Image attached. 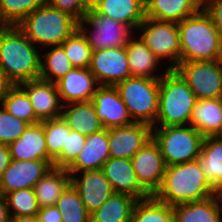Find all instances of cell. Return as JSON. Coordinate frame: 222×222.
Listing matches in <instances>:
<instances>
[{"label":"cell","instance_id":"39","mask_svg":"<svg viewBox=\"0 0 222 222\" xmlns=\"http://www.w3.org/2000/svg\"><path fill=\"white\" fill-rule=\"evenodd\" d=\"M87 136L72 131L66 123V140L61 153L53 160V167L67 168L78 156L86 144Z\"/></svg>","mask_w":222,"mask_h":222},{"label":"cell","instance_id":"15","mask_svg":"<svg viewBox=\"0 0 222 222\" xmlns=\"http://www.w3.org/2000/svg\"><path fill=\"white\" fill-rule=\"evenodd\" d=\"M91 102L105 129L134 123L115 86H99Z\"/></svg>","mask_w":222,"mask_h":222},{"label":"cell","instance_id":"5","mask_svg":"<svg viewBox=\"0 0 222 222\" xmlns=\"http://www.w3.org/2000/svg\"><path fill=\"white\" fill-rule=\"evenodd\" d=\"M196 96L175 70H168L159 79V103L153 126L189 125Z\"/></svg>","mask_w":222,"mask_h":222},{"label":"cell","instance_id":"43","mask_svg":"<svg viewBox=\"0 0 222 222\" xmlns=\"http://www.w3.org/2000/svg\"><path fill=\"white\" fill-rule=\"evenodd\" d=\"M37 217L40 222H62L61 212L55 205L40 208Z\"/></svg>","mask_w":222,"mask_h":222},{"label":"cell","instance_id":"18","mask_svg":"<svg viewBox=\"0 0 222 222\" xmlns=\"http://www.w3.org/2000/svg\"><path fill=\"white\" fill-rule=\"evenodd\" d=\"M112 186L114 193L127 194L137 200L151 195L140 185L131 159L110 157L101 169Z\"/></svg>","mask_w":222,"mask_h":222},{"label":"cell","instance_id":"31","mask_svg":"<svg viewBox=\"0 0 222 222\" xmlns=\"http://www.w3.org/2000/svg\"><path fill=\"white\" fill-rule=\"evenodd\" d=\"M51 48V49H50ZM49 49V50H48ZM41 50V71L39 79L57 82L74 68L61 45L48 46Z\"/></svg>","mask_w":222,"mask_h":222},{"label":"cell","instance_id":"28","mask_svg":"<svg viewBox=\"0 0 222 222\" xmlns=\"http://www.w3.org/2000/svg\"><path fill=\"white\" fill-rule=\"evenodd\" d=\"M175 222H216L222 214L217 195L173 206Z\"/></svg>","mask_w":222,"mask_h":222},{"label":"cell","instance_id":"10","mask_svg":"<svg viewBox=\"0 0 222 222\" xmlns=\"http://www.w3.org/2000/svg\"><path fill=\"white\" fill-rule=\"evenodd\" d=\"M174 70L197 99L222 97V66L218 60L180 62Z\"/></svg>","mask_w":222,"mask_h":222},{"label":"cell","instance_id":"26","mask_svg":"<svg viewBox=\"0 0 222 222\" xmlns=\"http://www.w3.org/2000/svg\"><path fill=\"white\" fill-rule=\"evenodd\" d=\"M62 118L72 131L79 132L85 136L103 129L91 101L63 105Z\"/></svg>","mask_w":222,"mask_h":222},{"label":"cell","instance_id":"6","mask_svg":"<svg viewBox=\"0 0 222 222\" xmlns=\"http://www.w3.org/2000/svg\"><path fill=\"white\" fill-rule=\"evenodd\" d=\"M152 138L167 166L197 160L204 140L202 134L190 125L152 126Z\"/></svg>","mask_w":222,"mask_h":222},{"label":"cell","instance_id":"27","mask_svg":"<svg viewBox=\"0 0 222 222\" xmlns=\"http://www.w3.org/2000/svg\"><path fill=\"white\" fill-rule=\"evenodd\" d=\"M70 184L71 175L65 168L52 167L33 188L40 208L55 205Z\"/></svg>","mask_w":222,"mask_h":222},{"label":"cell","instance_id":"9","mask_svg":"<svg viewBox=\"0 0 222 222\" xmlns=\"http://www.w3.org/2000/svg\"><path fill=\"white\" fill-rule=\"evenodd\" d=\"M78 29L92 51L126 47L128 40L136 33L129 25L99 15L95 10H90L84 19L78 21Z\"/></svg>","mask_w":222,"mask_h":222},{"label":"cell","instance_id":"37","mask_svg":"<svg viewBox=\"0 0 222 222\" xmlns=\"http://www.w3.org/2000/svg\"><path fill=\"white\" fill-rule=\"evenodd\" d=\"M75 68H89L92 48L79 29L60 44Z\"/></svg>","mask_w":222,"mask_h":222},{"label":"cell","instance_id":"42","mask_svg":"<svg viewBox=\"0 0 222 222\" xmlns=\"http://www.w3.org/2000/svg\"><path fill=\"white\" fill-rule=\"evenodd\" d=\"M202 8L210 16L222 37V0H203Z\"/></svg>","mask_w":222,"mask_h":222},{"label":"cell","instance_id":"14","mask_svg":"<svg viewBox=\"0 0 222 222\" xmlns=\"http://www.w3.org/2000/svg\"><path fill=\"white\" fill-rule=\"evenodd\" d=\"M51 168L44 160H11L0 179V195L24 188L33 189Z\"/></svg>","mask_w":222,"mask_h":222},{"label":"cell","instance_id":"41","mask_svg":"<svg viewBox=\"0 0 222 222\" xmlns=\"http://www.w3.org/2000/svg\"><path fill=\"white\" fill-rule=\"evenodd\" d=\"M46 4L69 14L77 21L84 19L90 11L87 0H46Z\"/></svg>","mask_w":222,"mask_h":222},{"label":"cell","instance_id":"25","mask_svg":"<svg viewBox=\"0 0 222 222\" xmlns=\"http://www.w3.org/2000/svg\"><path fill=\"white\" fill-rule=\"evenodd\" d=\"M189 125L203 137L216 136L222 126V97L197 99Z\"/></svg>","mask_w":222,"mask_h":222},{"label":"cell","instance_id":"52","mask_svg":"<svg viewBox=\"0 0 222 222\" xmlns=\"http://www.w3.org/2000/svg\"><path fill=\"white\" fill-rule=\"evenodd\" d=\"M216 222H222V214L219 216Z\"/></svg>","mask_w":222,"mask_h":222},{"label":"cell","instance_id":"51","mask_svg":"<svg viewBox=\"0 0 222 222\" xmlns=\"http://www.w3.org/2000/svg\"><path fill=\"white\" fill-rule=\"evenodd\" d=\"M216 136L218 138L222 139V126H221V129H220L219 133Z\"/></svg>","mask_w":222,"mask_h":222},{"label":"cell","instance_id":"46","mask_svg":"<svg viewBox=\"0 0 222 222\" xmlns=\"http://www.w3.org/2000/svg\"><path fill=\"white\" fill-rule=\"evenodd\" d=\"M0 222H10L8 205L4 196L0 195Z\"/></svg>","mask_w":222,"mask_h":222},{"label":"cell","instance_id":"44","mask_svg":"<svg viewBox=\"0 0 222 222\" xmlns=\"http://www.w3.org/2000/svg\"><path fill=\"white\" fill-rule=\"evenodd\" d=\"M15 84L7 77L5 72L0 67V106L3 103L4 98L7 96L10 89Z\"/></svg>","mask_w":222,"mask_h":222},{"label":"cell","instance_id":"50","mask_svg":"<svg viewBox=\"0 0 222 222\" xmlns=\"http://www.w3.org/2000/svg\"><path fill=\"white\" fill-rule=\"evenodd\" d=\"M219 63L221 64V66H222V47H221V51H220V57H219Z\"/></svg>","mask_w":222,"mask_h":222},{"label":"cell","instance_id":"7","mask_svg":"<svg viewBox=\"0 0 222 222\" xmlns=\"http://www.w3.org/2000/svg\"><path fill=\"white\" fill-rule=\"evenodd\" d=\"M134 122L153 126L159 103V79L131 76L115 85Z\"/></svg>","mask_w":222,"mask_h":222},{"label":"cell","instance_id":"3","mask_svg":"<svg viewBox=\"0 0 222 222\" xmlns=\"http://www.w3.org/2000/svg\"><path fill=\"white\" fill-rule=\"evenodd\" d=\"M177 24L180 62L219 60L222 37L203 8Z\"/></svg>","mask_w":222,"mask_h":222},{"label":"cell","instance_id":"20","mask_svg":"<svg viewBox=\"0 0 222 222\" xmlns=\"http://www.w3.org/2000/svg\"><path fill=\"white\" fill-rule=\"evenodd\" d=\"M110 158L107 129L87 136L86 144L76 159L66 168L70 175L84 171L102 169Z\"/></svg>","mask_w":222,"mask_h":222},{"label":"cell","instance_id":"1","mask_svg":"<svg viewBox=\"0 0 222 222\" xmlns=\"http://www.w3.org/2000/svg\"><path fill=\"white\" fill-rule=\"evenodd\" d=\"M40 50L18 26L0 25V67L15 85L39 79Z\"/></svg>","mask_w":222,"mask_h":222},{"label":"cell","instance_id":"8","mask_svg":"<svg viewBox=\"0 0 222 222\" xmlns=\"http://www.w3.org/2000/svg\"><path fill=\"white\" fill-rule=\"evenodd\" d=\"M137 31L140 32L137 35L142 38L161 63L168 61L164 64V68L174 70L180 64L181 47L177 23L146 17L138 26Z\"/></svg>","mask_w":222,"mask_h":222},{"label":"cell","instance_id":"13","mask_svg":"<svg viewBox=\"0 0 222 222\" xmlns=\"http://www.w3.org/2000/svg\"><path fill=\"white\" fill-rule=\"evenodd\" d=\"M110 157L131 159L151 138L152 126L134 122L107 128Z\"/></svg>","mask_w":222,"mask_h":222},{"label":"cell","instance_id":"38","mask_svg":"<svg viewBox=\"0 0 222 222\" xmlns=\"http://www.w3.org/2000/svg\"><path fill=\"white\" fill-rule=\"evenodd\" d=\"M48 156L54 160L66 140V121L61 117L42 121Z\"/></svg>","mask_w":222,"mask_h":222},{"label":"cell","instance_id":"17","mask_svg":"<svg viewBox=\"0 0 222 222\" xmlns=\"http://www.w3.org/2000/svg\"><path fill=\"white\" fill-rule=\"evenodd\" d=\"M18 85L27 93L40 122L62 116L63 104L55 83L36 79Z\"/></svg>","mask_w":222,"mask_h":222},{"label":"cell","instance_id":"49","mask_svg":"<svg viewBox=\"0 0 222 222\" xmlns=\"http://www.w3.org/2000/svg\"><path fill=\"white\" fill-rule=\"evenodd\" d=\"M216 195L218 197V200H219V203H220V206H221V211H222V187H220L216 190Z\"/></svg>","mask_w":222,"mask_h":222},{"label":"cell","instance_id":"36","mask_svg":"<svg viewBox=\"0 0 222 222\" xmlns=\"http://www.w3.org/2000/svg\"><path fill=\"white\" fill-rule=\"evenodd\" d=\"M4 197L8 205L10 217L35 216L40 210L34 189L14 190L7 193Z\"/></svg>","mask_w":222,"mask_h":222},{"label":"cell","instance_id":"22","mask_svg":"<svg viewBox=\"0 0 222 222\" xmlns=\"http://www.w3.org/2000/svg\"><path fill=\"white\" fill-rule=\"evenodd\" d=\"M135 35L136 37H134ZM135 35L128 40L126 46L131 75L160 79L168 71V69L162 68L163 66L161 65H163V63H161V61L154 55L142 38H140L139 35L137 36V32ZM161 69H163L164 72L160 74Z\"/></svg>","mask_w":222,"mask_h":222},{"label":"cell","instance_id":"11","mask_svg":"<svg viewBox=\"0 0 222 222\" xmlns=\"http://www.w3.org/2000/svg\"><path fill=\"white\" fill-rule=\"evenodd\" d=\"M89 70L99 86H115L131 77L126 47L92 51Z\"/></svg>","mask_w":222,"mask_h":222},{"label":"cell","instance_id":"45","mask_svg":"<svg viewBox=\"0 0 222 222\" xmlns=\"http://www.w3.org/2000/svg\"><path fill=\"white\" fill-rule=\"evenodd\" d=\"M10 162L11 155L8 145L0 144V179Z\"/></svg>","mask_w":222,"mask_h":222},{"label":"cell","instance_id":"23","mask_svg":"<svg viewBox=\"0 0 222 222\" xmlns=\"http://www.w3.org/2000/svg\"><path fill=\"white\" fill-rule=\"evenodd\" d=\"M146 17L179 23L202 9L203 0H145Z\"/></svg>","mask_w":222,"mask_h":222},{"label":"cell","instance_id":"29","mask_svg":"<svg viewBox=\"0 0 222 222\" xmlns=\"http://www.w3.org/2000/svg\"><path fill=\"white\" fill-rule=\"evenodd\" d=\"M197 160L207 181L216 190L222 187V139L217 136L204 137Z\"/></svg>","mask_w":222,"mask_h":222},{"label":"cell","instance_id":"33","mask_svg":"<svg viewBox=\"0 0 222 222\" xmlns=\"http://www.w3.org/2000/svg\"><path fill=\"white\" fill-rule=\"evenodd\" d=\"M55 206L61 212L62 222H91L90 213L71 184L62 193Z\"/></svg>","mask_w":222,"mask_h":222},{"label":"cell","instance_id":"30","mask_svg":"<svg viewBox=\"0 0 222 222\" xmlns=\"http://www.w3.org/2000/svg\"><path fill=\"white\" fill-rule=\"evenodd\" d=\"M136 201L130 195L114 193L90 214L91 222H130Z\"/></svg>","mask_w":222,"mask_h":222},{"label":"cell","instance_id":"47","mask_svg":"<svg viewBox=\"0 0 222 222\" xmlns=\"http://www.w3.org/2000/svg\"><path fill=\"white\" fill-rule=\"evenodd\" d=\"M10 222H40V221L37 215H35V216L10 217Z\"/></svg>","mask_w":222,"mask_h":222},{"label":"cell","instance_id":"32","mask_svg":"<svg viewBox=\"0 0 222 222\" xmlns=\"http://www.w3.org/2000/svg\"><path fill=\"white\" fill-rule=\"evenodd\" d=\"M130 222H175L173 206L157 200L153 195L137 200Z\"/></svg>","mask_w":222,"mask_h":222},{"label":"cell","instance_id":"34","mask_svg":"<svg viewBox=\"0 0 222 222\" xmlns=\"http://www.w3.org/2000/svg\"><path fill=\"white\" fill-rule=\"evenodd\" d=\"M2 106L14 117L29 124L40 122L33 109L27 93L19 86L14 85L4 98Z\"/></svg>","mask_w":222,"mask_h":222},{"label":"cell","instance_id":"2","mask_svg":"<svg viewBox=\"0 0 222 222\" xmlns=\"http://www.w3.org/2000/svg\"><path fill=\"white\" fill-rule=\"evenodd\" d=\"M216 194L198 160L166 166L160 188L153 195L170 206L205 200Z\"/></svg>","mask_w":222,"mask_h":222},{"label":"cell","instance_id":"24","mask_svg":"<svg viewBox=\"0 0 222 222\" xmlns=\"http://www.w3.org/2000/svg\"><path fill=\"white\" fill-rule=\"evenodd\" d=\"M94 10L99 15L129 25L135 32L146 18L145 0H105Z\"/></svg>","mask_w":222,"mask_h":222},{"label":"cell","instance_id":"21","mask_svg":"<svg viewBox=\"0 0 222 222\" xmlns=\"http://www.w3.org/2000/svg\"><path fill=\"white\" fill-rule=\"evenodd\" d=\"M11 160H44L53 167L48 156L42 121L29 124L24 133L8 145Z\"/></svg>","mask_w":222,"mask_h":222},{"label":"cell","instance_id":"40","mask_svg":"<svg viewBox=\"0 0 222 222\" xmlns=\"http://www.w3.org/2000/svg\"><path fill=\"white\" fill-rule=\"evenodd\" d=\"M29 126V123L14 117L0 106V144L9 145L17 140Z\"/></svg>","mask_w":222,"mask_h":222},{"label":"cell","instance_id":"35","mask_svg":"<svg viewBox=\"0 0 222 222\" xmlns=\"http://www.w3.org/2000/svg\"><path fill=\"white\" fill-rule=\"evenodd\" d=\"M46 0H0V25L17 26L29 13Z\"/></svg>","mask_w":222,"mask_h":222},{"label":"cell","instance_id":"48","mask_svg":"<svg viewBox=\"0 0 222 222\" xmlns=\"http://www.w3.org/2000/svg\"><path fill=\"white\" fill-rule=\"evenodd\" d=\"M105 0H87L90 10H94L101 2Z\"/></svg>","mask_w":222,"mask_h":222},{"label":"cell","instance_id":"19","mask_svg":"<svg viewBox=\"0 0 222 222\" xmlns=\"http://www.w3.org/2000/svg\"><path fill=\"white\" fill-rule=\"evenodd\" d=\"M55 84L63 105L91 101L99 87L89 68L75 67Z\"/></svg>","mask_w":222,"mask_h":222},{"label":"cell","instance_id":"12","mask_svg":"<svg viewBox=\"0 0 222 222\" xmlns=\"http://www.w3.org/2000/svg\"><path fill=\"white\" fill-rule=\"evenodd\" d=\"M131 162L140 185L154 195L162 184L167 165L153 138L134 154Z\"/></svg>","mask_w":222,"mask_h":222},{"label":"cell","instance_id":"4","mask_svg":"<svg viewBox=\"0 0 222 222\" xmlns=\"http://www.w3.org/2000/svg\"><path fill=\"white\" fill-rule=\"evenodd\" d=\"M17 26L42 50L60 45L70 37L78 29V21L45 3L29 13Z\"/></svg>","mask_w":222,"mask_h":222},{"label":"cell","instance_id":"16","mask_svg":"<svg viewBox=\"0 0 222 222\" xmlns=\"http://www.w3.org/2000/svg\"><path fill=\"white\" fill-rule=\"evenodd\" d=\"M71 185L90 214L114 194L111 184L101 169L71 175Z\"/></svg>","mask_w":222,"mask_h":222}]
</instances>
